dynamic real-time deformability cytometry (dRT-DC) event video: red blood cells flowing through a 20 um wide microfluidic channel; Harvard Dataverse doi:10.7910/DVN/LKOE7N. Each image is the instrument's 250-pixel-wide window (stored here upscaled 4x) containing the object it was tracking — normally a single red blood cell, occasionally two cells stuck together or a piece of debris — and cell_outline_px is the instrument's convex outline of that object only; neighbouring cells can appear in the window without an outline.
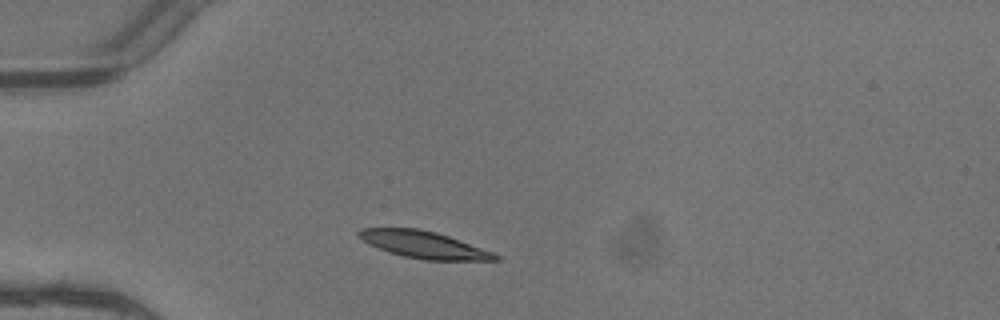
{"species": "common noctule bat (a hibernating species)", "species_latin": "Nyctalus noctula", "temperature_condition": "warm", "stored_images_in_passage": 2, "camera_frame_rate_fps": 3000, "um_per_image_px": 0.085, "animal": {"sex": "female"}, "frame": {"image": 1, "passage_image": 1, "time_ms": 0.0, "image_size_px": [1000, 320], "cell_outline_px": [[500, 260], [424, 260], [404, 256], [388, 252], [368, 244], [356, 236], [356, 232], [360, 228], [416, 228], [436, 232], [448, 236], [492, 252], [500, 256]], "centroid_in_image_um": [35.95, 20.79], "position_along_channel_um": 49.0, "area_um2": 21.39}}